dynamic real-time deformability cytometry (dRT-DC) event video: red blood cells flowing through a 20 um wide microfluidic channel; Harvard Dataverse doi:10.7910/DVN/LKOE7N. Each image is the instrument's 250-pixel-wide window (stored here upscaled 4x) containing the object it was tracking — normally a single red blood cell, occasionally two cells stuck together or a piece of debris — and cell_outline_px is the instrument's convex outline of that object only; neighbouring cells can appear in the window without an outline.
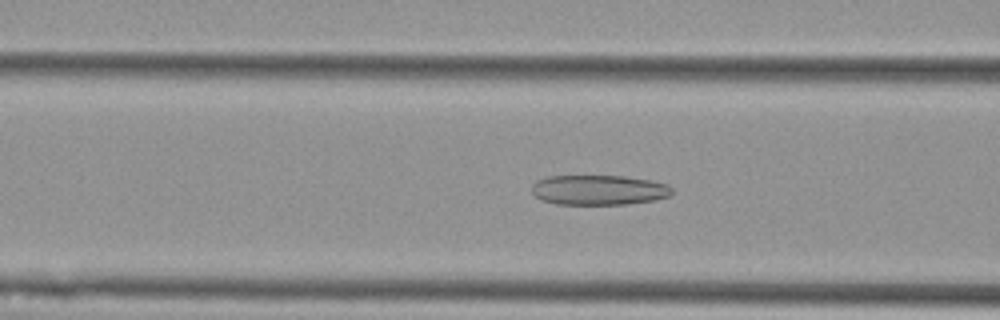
{"species": "Egyptian fruit bat (a non-hibernating species)", "species_latin": "Rousettus aegyptiacus", "temperature_condition": "cold", "stored_images_in_passage": 56, "camera_frame_rate_fps": 3000, "um_per_image_px": 0.085, "animal": {"sex": "female"}, "frame": {"image": 1, "passage_image": 22, "time_ms": 7.0, "image_size_px": [1000, 320], "cell_outline_px": [[672, 192], [668, 196], [656, 200], [628, 204], [556, 204], [544, 200], [536, 196], [532, 192], [532, 184], [536, 180], [548, 176], [624, 176], [652, 180], [668, 184], [672, 188]], "centroid_in_image_um": [50.92, 16.14], "position_along_channel_um": 115.7, "area_um2": 24.57}}
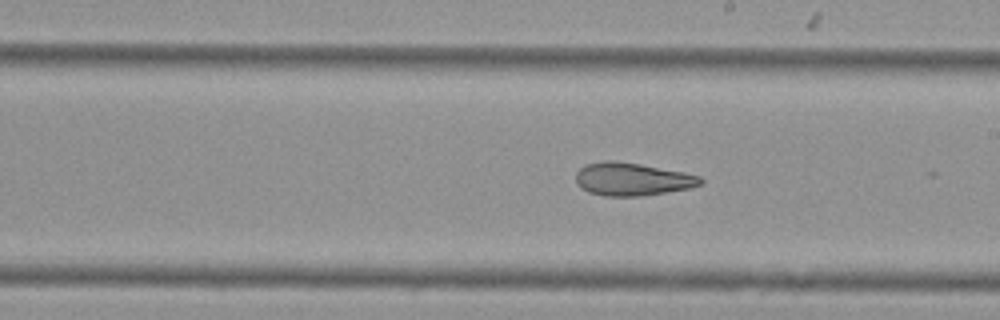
{"frame": {"image": 2, "passage_image": 32, "time_ms": 10.333, "image_size_px": [1000, 320], "cell_outline_px": [[704, 180], [700, 184], [688, 188], [640, 196], [604, 196], [588, 192], [580, 188], [576, 184], [576, 172], [584, 164], [608, 160], [612, 160], [640, 164], [684, 172], [700, 176]], "centroid_in_image_um": [53.68, 15.22], "position_along_channel_um": 235.3, "area_um2": 23.87}}
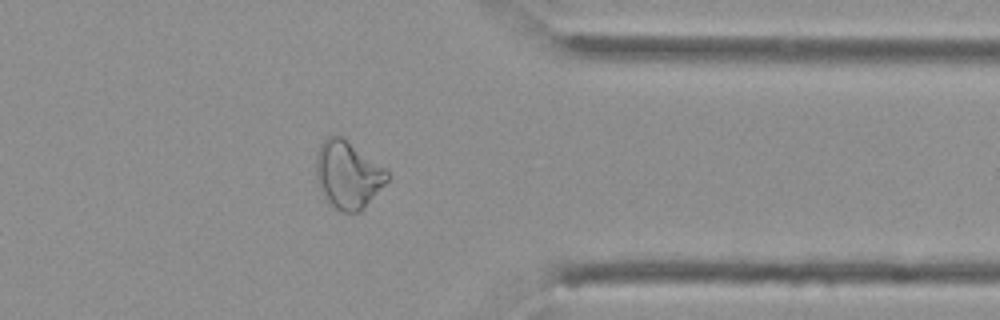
{"frame": {"image": 3, "passage_image": 45, "time_ms": 14.667, "image_size_px": [1000, 320], "cell_outline_px": [[388, 180], [364, 208], [360, 212], [340, 212], [328, 204], [316, 184], [316, 156], [320, 144], [328, 136], [344, 136], [384, 168], [388, 172]], "centroid_in_image_um": [29.53, 14.86], "position_along_channel_um": 381.9, "area_um2": 28.21}, "authors_computed_cell_mechanics": {"area_um2": 28.7555, "velocity_mm_per_s": 3.5923, "shape_relaxation_time_tau1_ms": null, "shape_relaxation_time_tau2_ms": 2.6922, "deformation_change_tau1": null, "deformation_change_tau2": 0.1046}}